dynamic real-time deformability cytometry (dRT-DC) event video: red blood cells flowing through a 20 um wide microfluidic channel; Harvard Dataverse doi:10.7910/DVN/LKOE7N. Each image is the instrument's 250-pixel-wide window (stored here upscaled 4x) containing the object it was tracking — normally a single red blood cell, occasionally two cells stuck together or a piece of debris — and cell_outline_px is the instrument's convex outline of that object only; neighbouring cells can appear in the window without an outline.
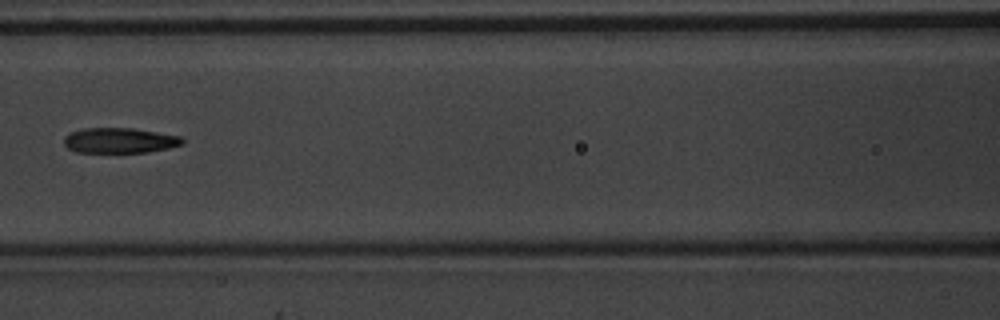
{"species": "common noctule bat (a hibernating species)", "species_latin": "Nyctalus noctula", "temperature_condition": "warm", "stored_images_in_passage": 6, "camera_frame_rate_fps": 3000, "um_per_image_px": 0.085, "animal": {"sex": "male", "body_mass_g": 20.1, "forearm_length_mm": 53.5}, "frame": {"image": 1, "passage_image": 6, "time_ms": 1.667, "image_size_px": [1000, 320], "cell_outline_px": [[184, 144], [168, 148], [148, 152], [76, 152], [68, 148], [64, 144], [64, 136], [72, 132], [84, 128], [132, 128], [180, 136], [184, 140]], "centroid_in_image_um": [10.17, 11.94], "position_along_channel_um": 156.4, "area_um2": 17.34}}